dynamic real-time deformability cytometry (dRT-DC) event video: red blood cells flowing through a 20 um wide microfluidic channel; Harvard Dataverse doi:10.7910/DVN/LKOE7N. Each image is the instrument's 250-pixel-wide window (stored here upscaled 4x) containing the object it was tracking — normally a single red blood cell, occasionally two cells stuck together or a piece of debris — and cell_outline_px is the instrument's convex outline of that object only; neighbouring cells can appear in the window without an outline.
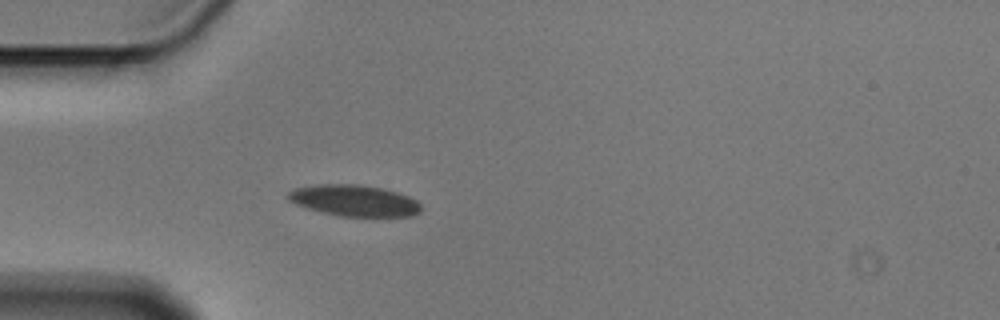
{"species": "Egyptian fruit bat (a non-hibernating species)", "species_latin": "Rousettus aegyptiacus", "temperature_condition": "cold", "stored_images_in_passage": 4, "camera_frame_rate_fps": 3000, "um_per_image_px": 0.085, "animal": {"sex": "male"}, "frame": {"image": 1, "passage_image": 4, "time_ms": 1.0, "image_size_px": [1000, 320], "cell_outline_px": [[420, 212], [412, 216], [340, 216], [308, 208], [296, 204], [288, 200], [284, 196], [288, 192], [296, 188], [316, 184], [360, 184], [380, 188], [396, 192], [408, 196], [416, 200], [420, 204]], "centroid_in_image_um": [30.08, 17.04], "position_along_channel_um": 54.9, "area_um2": 24.1}}